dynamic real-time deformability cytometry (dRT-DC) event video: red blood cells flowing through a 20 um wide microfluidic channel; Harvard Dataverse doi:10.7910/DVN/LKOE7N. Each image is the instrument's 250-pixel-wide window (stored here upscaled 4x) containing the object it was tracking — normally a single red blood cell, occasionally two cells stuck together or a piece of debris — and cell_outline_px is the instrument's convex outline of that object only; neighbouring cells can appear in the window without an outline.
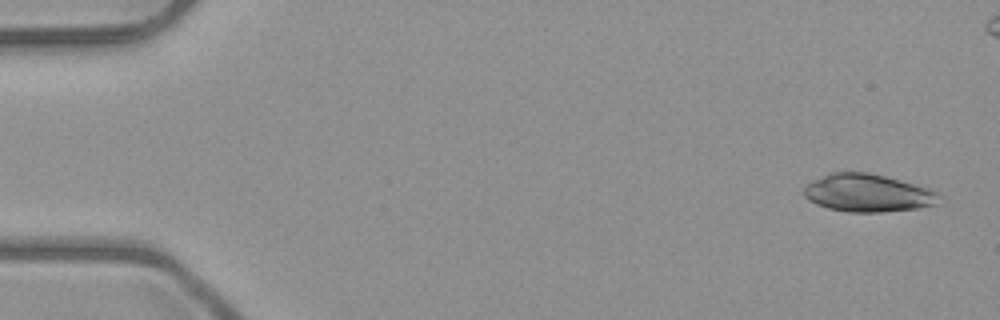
{"species": "common noctule bat (a hibernating species)", "species_latin": "Nyctalus noctula", "temperature_condition": "room temperature", "stored_images_in_passage": 6, "camera_frame_rate_fps": 3000, "um_per_image_px": 0.085, "animal": {"sex": "male", "body_mass_g": 23.1, "forearm_length_mm": 52.7}, "frame": {"image": 1, "passage_image": 1, "time_ms": 0.0, "image_size_px": [1000, 320], "cell_outline_px": [[940, 196], [936, 204], [916, 208], [880, 212], [848, 212], [828, 208], [816, 204], [808, 200], [804, 196], [804, 188], [812, 180], [828, 172], [864, 172], [884, 176], [928, 188], [936, 192]], "centroid_in_image_um": [73.7, 16.4], "position_along_channel_um": 11.3, "area_um2": 29.48}}
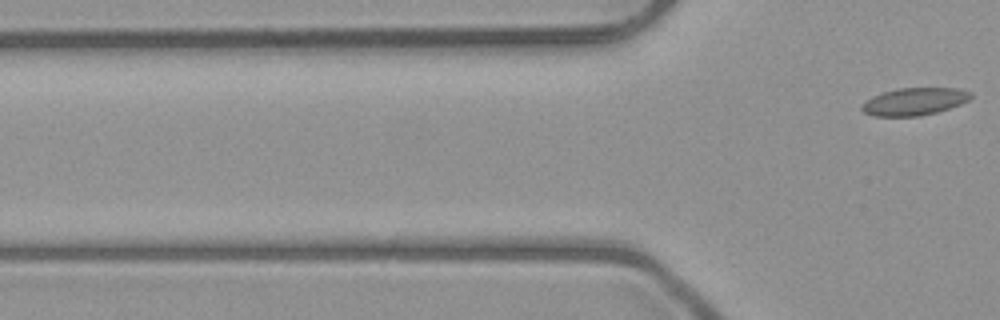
{"frame": {"image": 2, "passage_image": 6, "time_ms": 6.667, "image_size_px": [1000, 320], "cell_outline_px": [[972, 96], [968, 100], [960, 104], [936, 112], [916, 116], [872, 116], [864, 112], [860, 108], [860, 104], [872, 96], [896, 88], [956, 88], [972, 92]], "centroid_in_image_um": [77.68, 8.62], "position_along_channel_um": 48.1, "area_um2": 17.4}}